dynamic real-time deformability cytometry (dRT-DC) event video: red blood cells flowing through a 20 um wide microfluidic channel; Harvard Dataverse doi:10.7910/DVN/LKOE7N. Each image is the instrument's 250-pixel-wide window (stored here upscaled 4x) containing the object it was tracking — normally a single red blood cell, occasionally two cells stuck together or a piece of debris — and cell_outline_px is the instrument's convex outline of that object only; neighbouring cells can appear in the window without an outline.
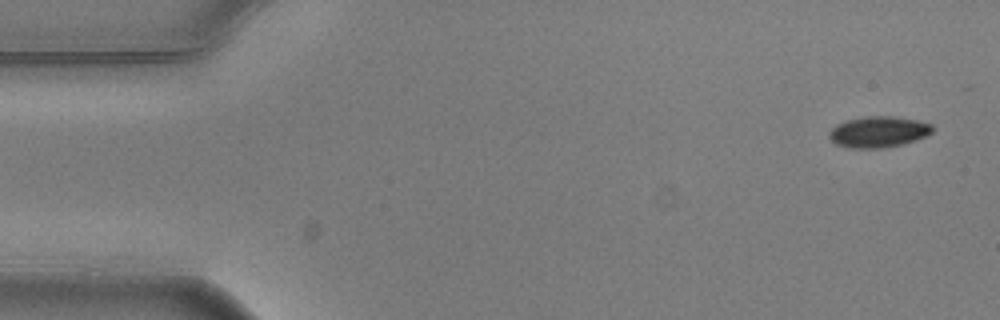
{"species": "common noctule bat (a hibernating species)", "species_latin": "Nyctalus noctula", "temperature_condition": "warm", "stored_images_in_passage": 5, "camera_frame_rate_fps": 3000, "um_per_image_px": 0.085, "animal": {"sex": "male", "body_mass_g": 20.5, "forearm_length_mm": 52.5}, "frame": {"image": 1, "passage_image": 1, "time_ms": 0.0, "image_size_px": [1000, 320], "cell_outline_px": [[932, 132], [924, 136], [900, 144], [884, 148], [848, 148], [836, 144], [828, 136], [828, 132], [836, 124], [848, 120], [868, 116], [892, 116], [916, 120], [932, 124]], "centroid_in_image_um": [74.62, 11.21], "position_along_channel_um": 10.4, "area_um2": 18.44}}
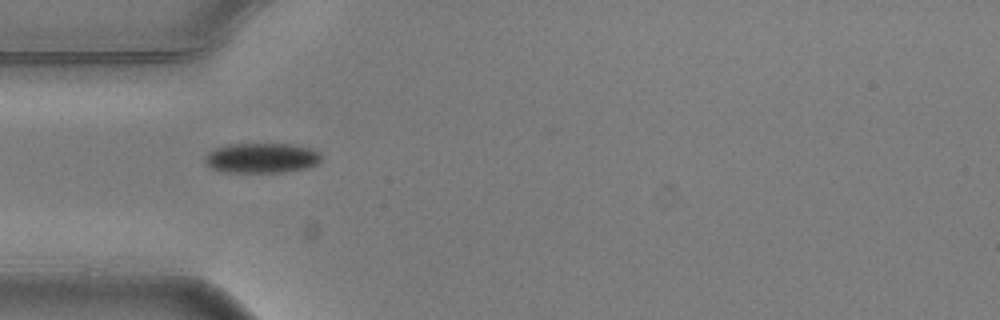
{"frame": {"image": 2, "passage_image": 5, "time_ms": 1.333, "image_size_px": [1000, 320], "cell_outline_px": [[324, 156], [316, 164], [308, 168], [284, 172], [220, 172], [204, 164], [204, 156], [208, 152], [224, 144], [292, 144], [308, 148], [320, 152]], "centroid_in_image_um": [22.21, 13.43], "position_along_channel_um": 62.8, "area_um2": 20.63}}